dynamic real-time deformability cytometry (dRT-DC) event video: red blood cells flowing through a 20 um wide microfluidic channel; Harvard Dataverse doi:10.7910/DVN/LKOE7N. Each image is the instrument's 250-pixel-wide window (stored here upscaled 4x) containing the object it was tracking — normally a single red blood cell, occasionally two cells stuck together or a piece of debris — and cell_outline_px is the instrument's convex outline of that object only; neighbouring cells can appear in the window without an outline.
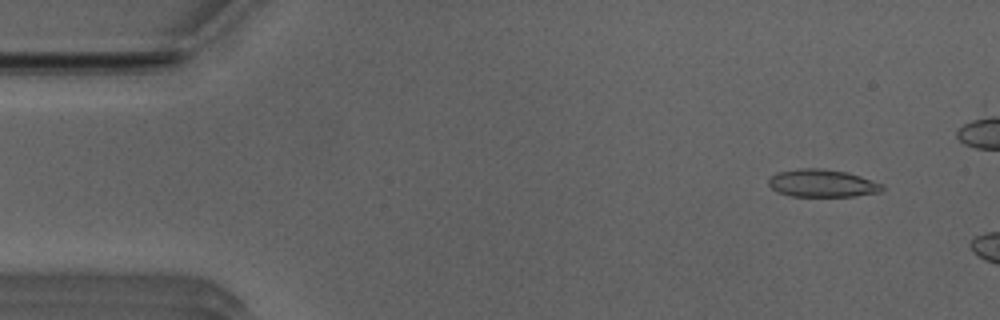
{"species": "Egyptian fruit bat (a non-hibernating species)", "species_latin": "Rousettus aegyptiacus", "temperature_condition": "room temperature", "stored_images_in_passage": 10, "camera_frame_rate_fps": 3000, "um_per_image_px": 0.085, "animal": {"sex": "male"}, "frame": {"image": 1, "passage_image": 4, "time_ms": 1.0, "image_size_px": [1000, 320], "cell_outline_px": [[884, 188], [880, 192], [852, 196], [792, 196], [780, 192], [772, 188], [768, 184], [768, 180], [776, 172], [800, 168], [820, 168], [848, 172], [884, 184]], "centroid_in_image_um": [69.91, 15.56], "position_along_channel_um": 15.1, "area_um2": 18.26}}